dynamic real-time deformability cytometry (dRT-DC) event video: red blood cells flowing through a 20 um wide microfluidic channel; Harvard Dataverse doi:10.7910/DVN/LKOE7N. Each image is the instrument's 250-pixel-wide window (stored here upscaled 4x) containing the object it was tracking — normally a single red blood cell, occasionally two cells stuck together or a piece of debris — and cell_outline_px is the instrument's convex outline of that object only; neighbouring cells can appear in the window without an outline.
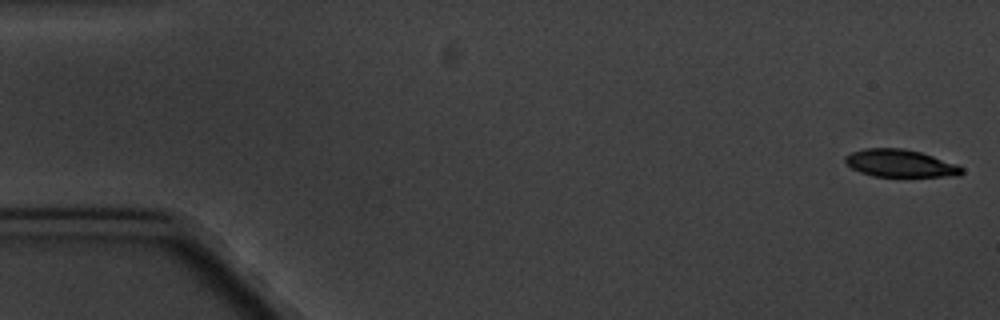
{"species": "common noctule bat (a hibernating species)", "species_latin": "Nyctalus noctula", "temperature_condition": "cold", "stored_images_in_passage": 5, "camera_frame_rate_fps": 3000, "um_per_image_px": 0.085, "animal": {"sex": "male", "body_mass_g": 20.1, "forearm_length_mm": 53.5}, "frame": {"image": 1, "passage_image": 1, "time_ms": 0.0, "image_size_px": [1000, 320], "cell_outline_px": [[964, 172], [960, 176], [872, 176], [860, 172], [852, 168], [844, 160], [844, 156], [852, 152], [864, 148], [904, 148], [920, 152], [956, 164], [964, 168]], "centroid_in_image_um": [76.51, 13.88], "position_along_channel_um": 8.5, "area_um2": 18.61}}
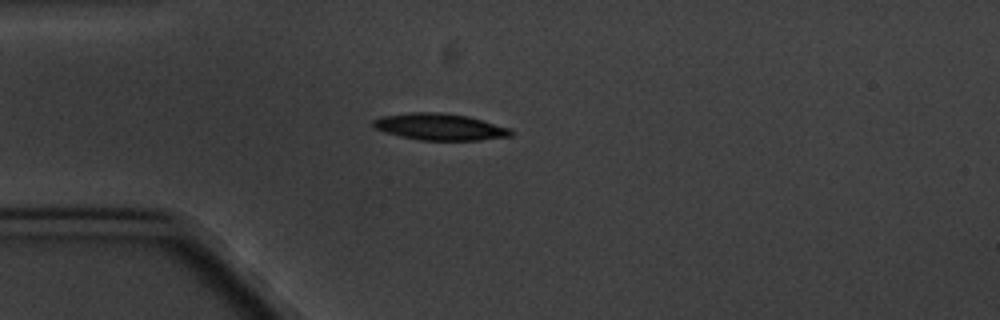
{"frame": {"image": 2, "passage_image": 5, "time_ms": 4.667, "image_size_px": [1000, 320], "cell_outline_px": [[512, 136], [480, 140], [420, 140], [400, 136], [384, 132], [376, 128], [372, 124], [372, 120], [380, 116], [408, 112], [440, 112], [468, 116], [512, 128]], "centroid_in_image_um": [37.38, 10.77], "position_along_channel_um": 47.6, "area_um2": 21.56}}